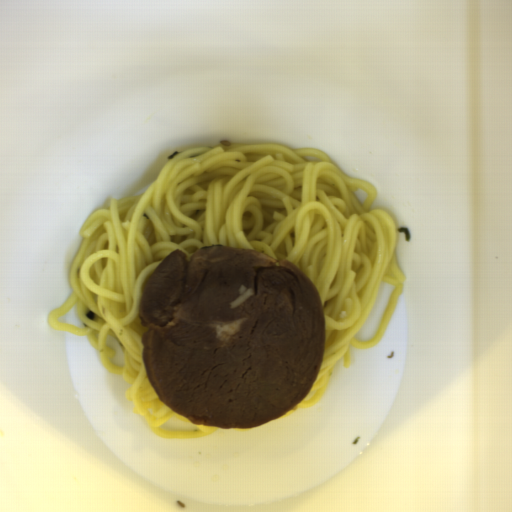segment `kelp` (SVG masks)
I'll return each mask as SVG.
<instances>
[{
    "label": "kelp",
    "instance_id": "99668d17",
    "mask_svg": "<svg viewBox=\"0 0 512 512\" xmlns=\"http://www.w3.org/2000/svg\"><path fill=\"white\" fill-rule=\"evenodd\" d=\"M398 233H404L405 235V238H406V242H409L410 239H411V233H410V230L408 227H399L398 229Z\"/></svg>",
    "mask_w": 512,
    "mask_h": 512
},
{
    "label": "kelp",
    "instance_id": "604fcf36",
    "mask_svg": "<svg viewBox=\"0 0 512 512\" xmlns=\"http://www.w3.org/2000/svg\"><path fill=\"white\" fill-rule=\"evenodd\" d=\"M178 153H179V151H177V150H176L175 152H173L172 154H170L169 156H167V159H168V160H171V159L175 158V156H176V155H178Z\"/></svg>",
    "mask_w": 512,
    "mask_h": 512
},
{
    "label": "kelp",
    "instance_id": "cf089659",
    "mask_svg": "<svg viewBox=\"0 0 512 512\" xmlns=\"http://www.w3.org/2000/svg\"><path fill=\"white\" fill-rule=\"evenodd\" d=\"M88 320H94L95 314L91 310L85 316Z\"/></svg>",
    "mask_w": 512,
    "mask_h": 512
}]
</instances>
